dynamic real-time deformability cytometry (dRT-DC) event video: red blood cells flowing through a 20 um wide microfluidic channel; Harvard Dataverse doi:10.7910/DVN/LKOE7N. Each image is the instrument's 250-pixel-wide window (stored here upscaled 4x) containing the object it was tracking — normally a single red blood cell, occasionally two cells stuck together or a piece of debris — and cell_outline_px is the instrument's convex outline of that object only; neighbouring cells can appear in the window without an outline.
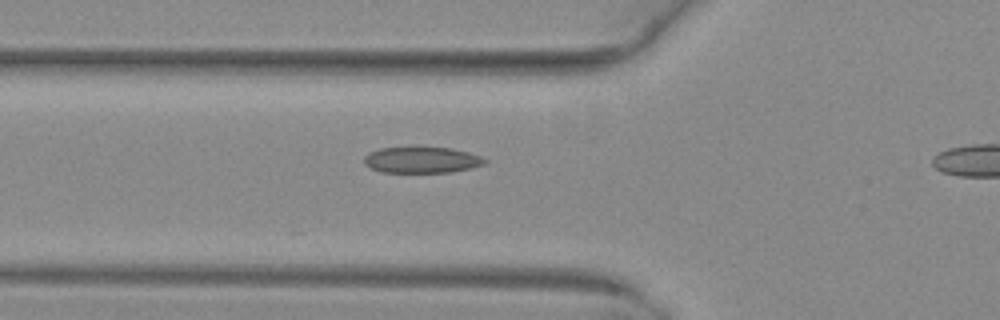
{"species": "common noctule bat (a hibernating species)", "species_latin": "Nyctalus noctula", "temperature_condition": "warm", "stored_images_in_passage": 39, "camera_frame_rate_fps": 3000, "um_per_image_px": 0.085, "animal": {"sex": "female", "body_mass_g": 29.2, "forearm_length_mm": 56.3}, "frame": {"image": 1, "passage_image": 13, "time_ms": 4.0, "image_size_px": [1000, 320], "cell_outline_px": [[488, 160], [484, 164], [472, 168], [448, 172], [380, 172], [364, 164], [364, 156], [368, 152], [380, 148], [412, 144], [452, 148], [468, 152], [480, 156]], "centroid_in_image_um": [35.81, 13.54], "position_along_channel_um": 90.0, "area_um2": 19.25}}
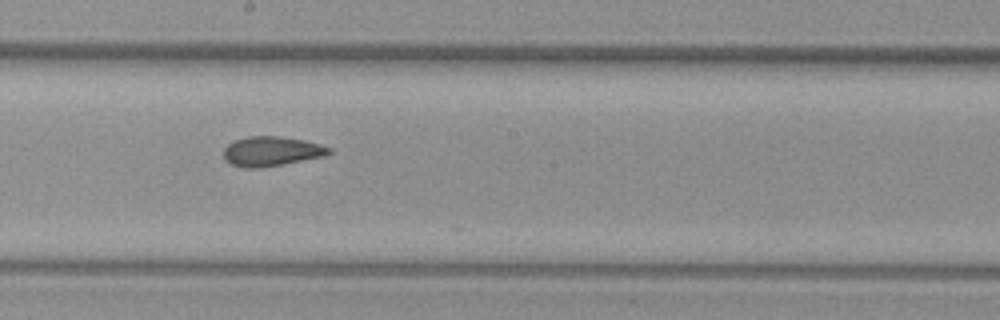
{"frame": {"image": 2, "passage_image": 23, "time_ms": 7.333, "image_size_px": [1000, 320], "cell_outline_px": [[332, 152], [324, 156], [260, 168], [244, 168], [228, 164], [224, 160], [224, 148], [228, 144], [236, 140], [248, 136], [280, 136], [304, 140], [320, 144], [332, 148]], "centroid_in_image_um": [23.05, 12.86], "position_along_channel_um": 225.1, "area_um2": 18.26}}
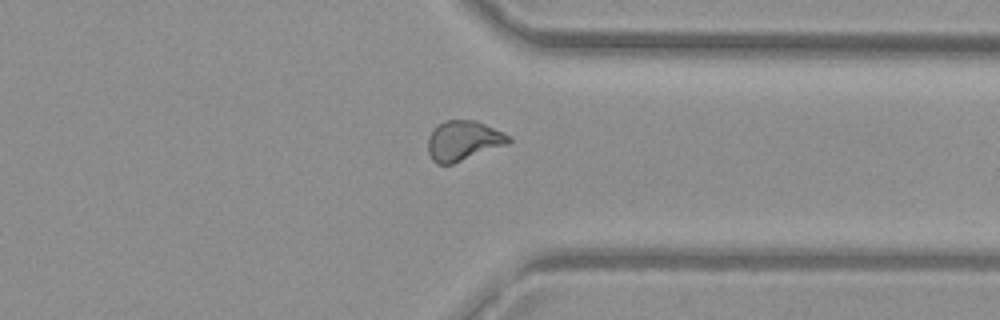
{"frame": {"image": 3, "passage_image": 34, "time_ms": 11.0, "image_size_px": [1000, 320], "cell_outline_px": [[512, 140], [508, 144], [452, 164], [436, 164], [432, 160], [428, 152], [428, 136], [444, 120], [476, 120], [504, 132], [512, 136]], "centroid_in_image_um": [39.41, 11.96], "position_along_channel_um": 372.0, "area_um2": 18.79}}